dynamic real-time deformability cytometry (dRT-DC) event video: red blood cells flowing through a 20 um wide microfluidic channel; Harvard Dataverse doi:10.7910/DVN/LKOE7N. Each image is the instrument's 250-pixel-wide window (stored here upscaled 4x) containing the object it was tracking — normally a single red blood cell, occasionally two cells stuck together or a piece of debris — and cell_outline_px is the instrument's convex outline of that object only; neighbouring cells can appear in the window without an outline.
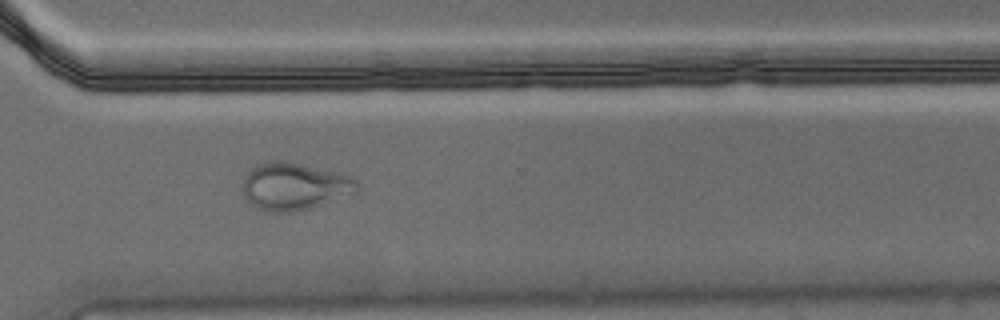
{"species": "Egyptian fruit bat (a non-hibernating species)", "species_latin": "Rousettus aegyptiacus", "temperature_condition": "warm", "stored_images_in_passage": 53, "camera_frame_rate_fps": 3000, "um_per_image_px": 0.085, "animal": {"sex": "male"}, "frame": {"image": 1, "passage_image": 38, "time_ms": 12.333, "image_size_px": [1000, 320], "cell_outline_px": [[360, 192], [312, 208], [292, 212], [268, 212], [256, 208], [244, 196], [240, 188], [244, 176], [252, 168], [260, 164], [276, 160], [280, 160], [352, 176], [360, 184]], "centroid_in_image_um": [25.04, 15.87], "position_along_channel_um": 345.6, "area_um2": 31.79}, "authors_computed_cell_mechanics": {"area_um2": 26.299, "velocity_mm_per_s": 3.617, "shape_relaxation_time_tau1_ms": null, "shape_relaxation_time_tau2_ms": 1.4342, "deformation_change_tau1": null, "deformation_change_tau2": 0.071}}